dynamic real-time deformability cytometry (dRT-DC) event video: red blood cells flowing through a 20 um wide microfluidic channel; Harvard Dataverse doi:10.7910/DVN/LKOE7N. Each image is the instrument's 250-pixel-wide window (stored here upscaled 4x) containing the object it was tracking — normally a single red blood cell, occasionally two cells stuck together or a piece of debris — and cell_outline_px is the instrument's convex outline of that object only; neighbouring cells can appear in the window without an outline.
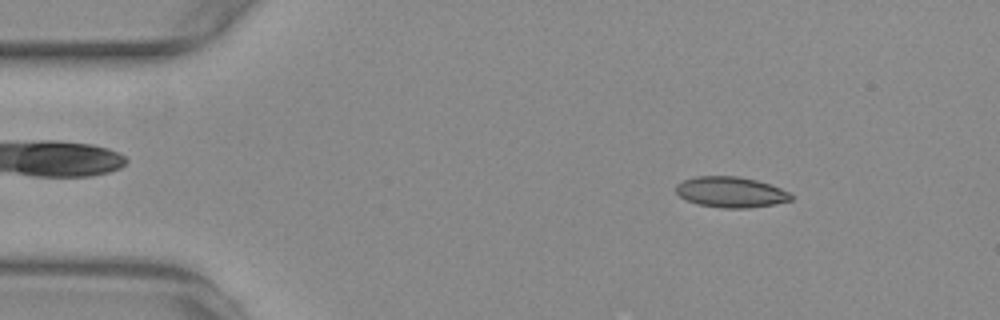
{"species": "common noctule bat (a hibernating species)", "species_latin": "Nyctalus noctula", "temperature_condition": "warm", "stored_images_in_passage": 54, "camera_frame_rate_fps": 3000, "um_per_image_px": 0.085, "animal": {"sex": "female", "body_mass_g": 29.2, "forearm_length_mm": 56.3}, "frame": {"image": 1, "passage_image": 7, "time_ms": 2.0, "image_size_px": [1000, 320], "cell_outline_px": [[792, 200], [776, 204], [748, 208], [720, 208], [696, 204], [684, 200], [676, 192], [676, 184], [684, 180], [696, 176], [736, 176], [756, 180], [780, 188], [788, 192], [792, 196]], "centroid_in_image_um": [62.08, 16.34], "position_along_channel_um": 22.9, "area_um2": 20.63}}
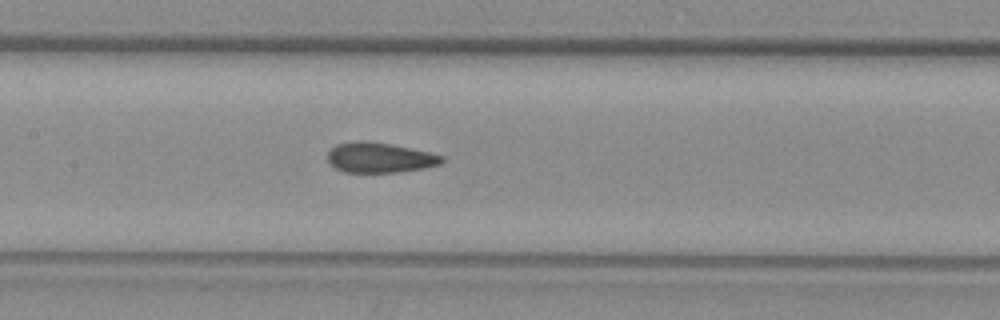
{"frame": {"image": 2, "passage_image": 25, "time_ms": 8.0, "image_size_px": [1000, 320], "cell_outline_px": [[444, 160], [440, 164], [424, 168], [400, 172], [344, 172], [336, 168], [328, 160], [328, 152], [336, 144], [360, 140], [364, 140], [392, 144], [428, 152], [444, 156]], "centroid_in_image_um": [32.28, 13.39], "position_along_channel_um": 175.1, "area_um2": 20.0}}
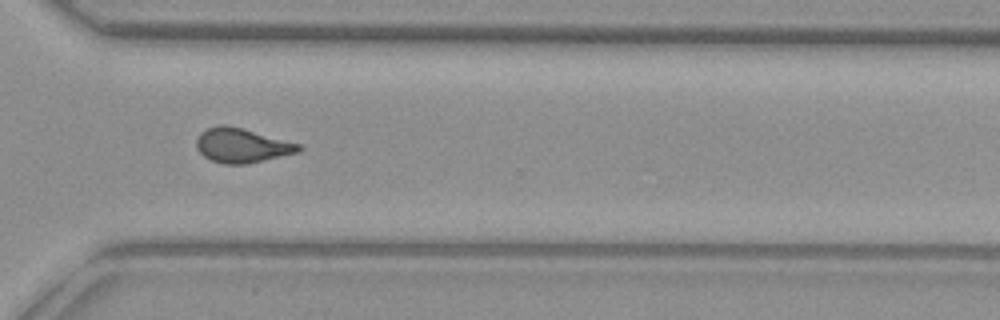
{"frame": {"image": 3, "passage_image": 39, "time_ms": 12.667, "image_size_px": [1000, 320], "cell_outline_px": [[304, 148], [300, 152], [248, 164], [224, 164], [212, 160], [204, 156], [196, 148], [196, 140], [200, 132], [208, 128], [224, 124], [244, 128], [300, 144]], "centroid_in_image_um": [20.58, 12.36], "position_along_channel_um": 350.0, "area_um2": 20.63}, "authors_computed_cell_mechanics": {"area_um2": 20.2589, "velocity_mm_per_s": 3.7553, "shape_relaxation_time_tau1_ms": null, "shape_relaxation_time_tau2_ms": 1.3655, "deformation_change_tau1": null, "deformation_change_tau2": 0.08}}